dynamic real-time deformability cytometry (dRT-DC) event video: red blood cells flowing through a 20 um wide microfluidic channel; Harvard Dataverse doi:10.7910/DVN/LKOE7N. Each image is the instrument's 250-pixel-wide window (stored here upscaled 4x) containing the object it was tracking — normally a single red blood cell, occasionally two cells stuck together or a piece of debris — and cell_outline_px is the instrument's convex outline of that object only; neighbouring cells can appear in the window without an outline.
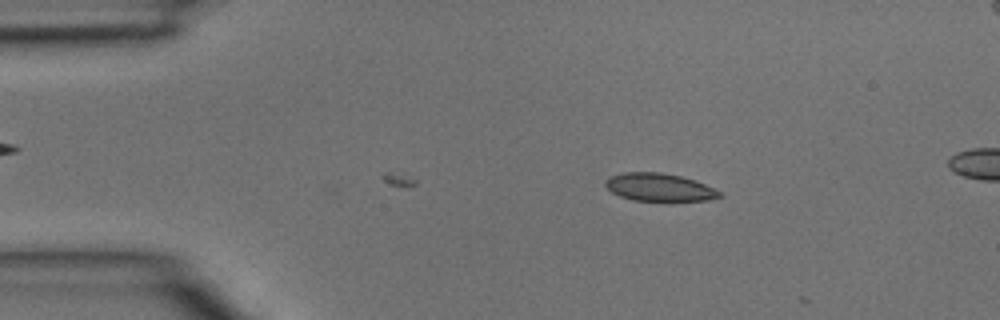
{"species": "common noctule bat (a hibernating species)", "species_latin": "Nyctalus noctula", "temperature_condition": "room temperature", "stored_images_in_passage": 6, "camera_frame_rate_fps": 3000, "um_per_image_px": 0.085, "animal": {"sex": "male", "body_mass_g": 15.6}, "frame": {"image": 1, "passage_image": 6, "time_ms": 1.667, "image_size_px": [1000, 320], "cell_outline_px": [[724, 196], [708, 200], [632, 200], [620, 196], [612, 192], [604, 184], [604, 180], [612, 176], [624, 172], [660, 172], [680, 176], [696, 180], [720, 192]], "centroid_in_image_um": [56.02, 15.91], "position_along_channel_um": 29.0, "area_um2": 18.26}}